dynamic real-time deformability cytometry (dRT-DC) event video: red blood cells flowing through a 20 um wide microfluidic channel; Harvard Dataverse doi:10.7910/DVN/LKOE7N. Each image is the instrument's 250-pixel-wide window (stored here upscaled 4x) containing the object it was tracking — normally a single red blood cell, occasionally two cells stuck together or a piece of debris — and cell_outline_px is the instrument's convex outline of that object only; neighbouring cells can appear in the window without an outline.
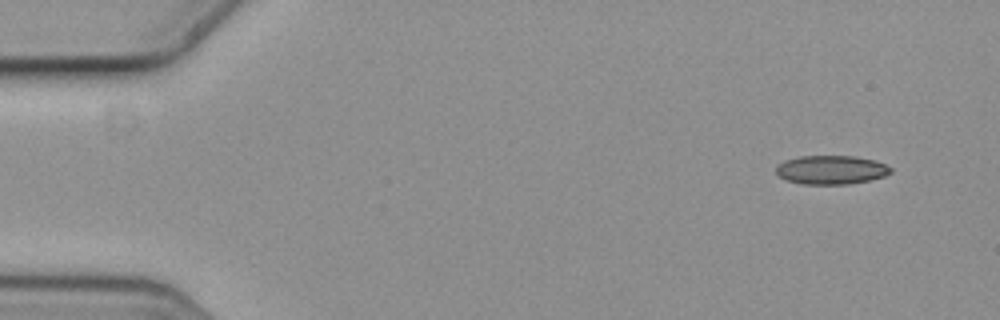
{"species": "common noctule bat (a hibernating species)", "species_latin": "Nyctalus noctula", "temperature_condition": "cold", "stored_images_in_passage": 6, "camera_frame_rate_fps": 3000, "um_per_image_px": 0.085, "animal": {"sex": "female", "body_mass_g": 19.3, "forearm_length_mm": 54.1}, "frame": {"image": 1, "passage_image": 1, "time_ms": 0.0, "image_size_px": [1000, 320], "cell_outline_px": [[892, 172], [884, 176], [868, 180], [848, 184], [804, 184], [788, 180], [780, 176], [776, 172], [776, 164], [784, 160], [800, 156], [856, 156], [876, 160], [892, 168]], "centroid_in_image_um": [70.65, 14.42], "position_along_channel_um": 14.4, "area_um2": 19.25}}
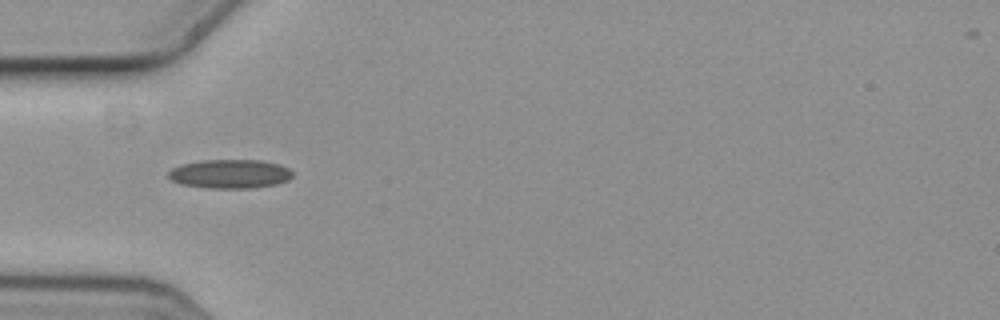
{"frame": {"image": 2, "passage_image": 5, "time_ms": 1.333, "image_size_px": [1000, 320], "cell_outline_px": [[292, 176], [288, 180], [276, 184], [252, 188], [208, 188], [180, 184], [172, 180], [168, 176], [168, 172], [172, 168], [180, 164], [200, 160], [260, 160], [280, 164], [288, 168], [292, 172]], "centroid_in_image_um": [19.53, 14.77], "position_along_channel_um": 65.5, "area_um2": 21.04}}
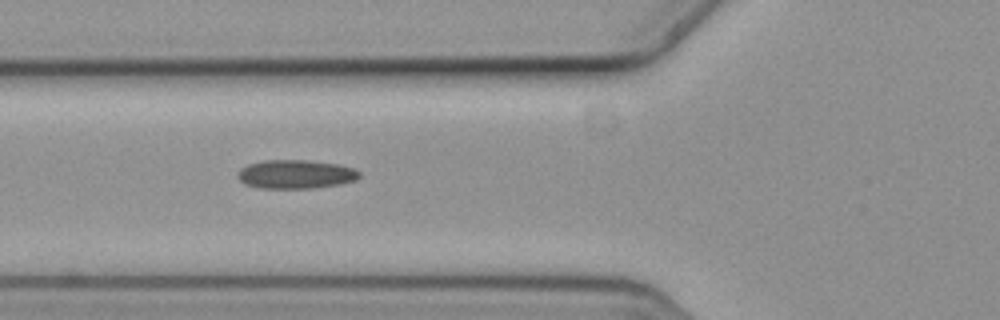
{"frame": {"image": 3, "passage_image": 6, "time_ms": 1.667, "image_size_px": [1000, 320], "cell_outline_px": [[360, 176], [356, 180], [336, 184], [312, 188], [260, 188], [244, 184], [236, 176], [240, 168], [248, 164], [264, 160], [308, 160], [340, 164], [352, 168], [360, 172]], "centroid_in_image_um": [25.1, 14.8], "position_along_channel_um": 100.7, "area_um2": 20.4}}